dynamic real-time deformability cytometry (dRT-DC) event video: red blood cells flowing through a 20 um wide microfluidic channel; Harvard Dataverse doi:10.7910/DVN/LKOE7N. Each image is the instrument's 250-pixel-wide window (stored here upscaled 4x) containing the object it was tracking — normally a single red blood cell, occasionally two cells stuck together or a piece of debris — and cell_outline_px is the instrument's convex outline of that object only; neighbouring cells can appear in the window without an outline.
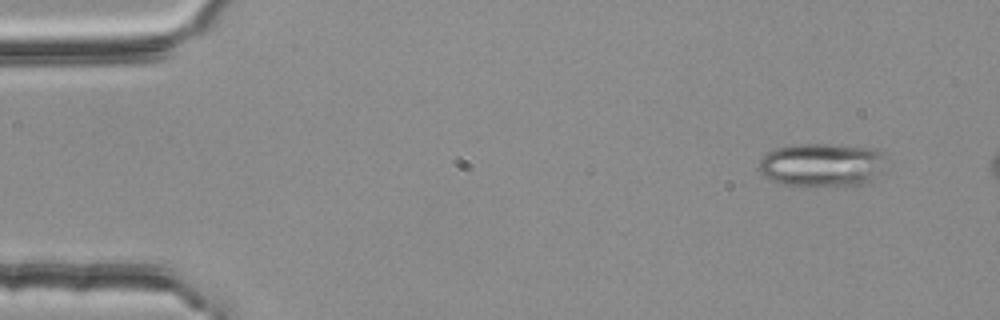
{"species": "common noctule bat (a hibernating species)", "species_latin": "Nyctalus noctula", "temperature_condition": "room temperature", "stored_images_in_passage": 4, "camera_frame_rate_fps": 3000, "um_per_image_px": 0.085, "animal": {"sex": "female", "body_mass_g": 25.1}, "frame": {"image": 1, "passage_image": 1, "time_ms": 0.0, "image_size_px": [1000, 320], "cell_outline_px": [[888, 156], [872, 180], [868, 184], [784, 184], [772, 180], [764, 176], [756, 168], [760, 160], [768, 152], [776, 148], [796, 144], [828, 144], [876, 148], [884, 152]], "centroid_in_image_um": [69.86, 13.97], "position_along_channel_um": 15.1, "area_um2": 31.79}}